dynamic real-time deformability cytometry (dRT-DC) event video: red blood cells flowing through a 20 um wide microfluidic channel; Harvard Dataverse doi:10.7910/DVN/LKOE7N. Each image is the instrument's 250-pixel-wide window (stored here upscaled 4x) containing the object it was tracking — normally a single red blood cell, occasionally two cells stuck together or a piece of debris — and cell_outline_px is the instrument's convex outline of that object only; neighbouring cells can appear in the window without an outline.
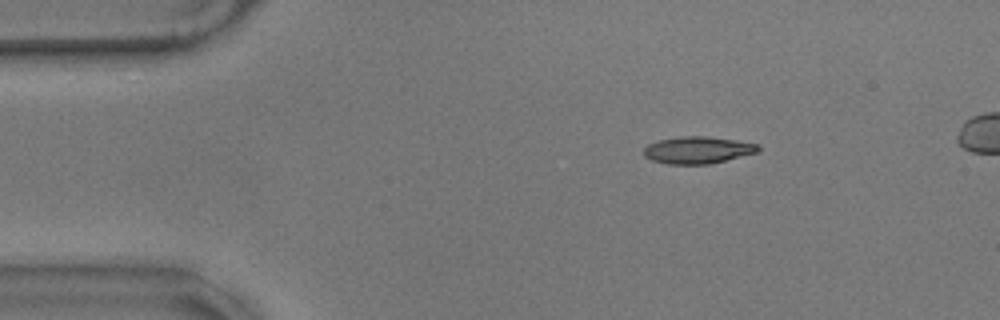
{"species": "common noctule bat (a hibernating species)", "species_latin": "Nyctalus noctula", "temperature_condition": "warm", "stored_images_in_passage": 20, "camera_frame_rate_fps": 3000, "um_per_image_px": 0.085, "animal": {"sex": "male", "body_mass_g": 17.9}, "frame": {"image": 1, "passage_image": 9, "time_ms": 2.667, "image_size_px": [1000, 320], "cell_outline_px": [[760, 148], [756, 152], [708, 164], [668, 164], [652, 160], [644, 156], [644, 148], [648, 144], [660, 140], [680, 136], [704, 136], [736, 140], [760, 144]], "centroid_in_image_um": [59.28, 12.74], "position_along_channel_um": 25.7, "area_um2": 17.8}}